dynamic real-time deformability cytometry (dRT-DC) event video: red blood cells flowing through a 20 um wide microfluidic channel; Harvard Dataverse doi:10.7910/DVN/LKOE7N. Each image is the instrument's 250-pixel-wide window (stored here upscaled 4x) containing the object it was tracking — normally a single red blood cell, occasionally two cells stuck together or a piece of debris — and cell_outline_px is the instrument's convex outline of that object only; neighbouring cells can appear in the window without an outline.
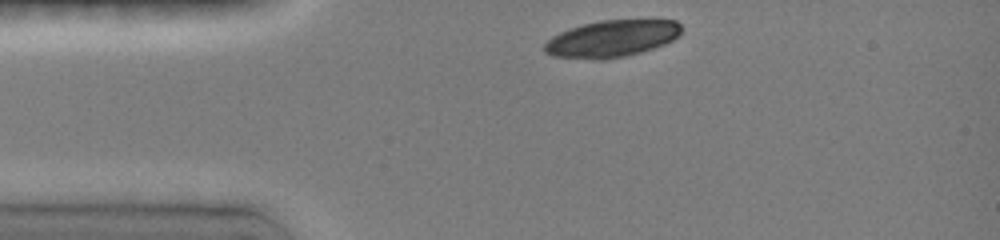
{"species": "common noctule bat (a hibernating species)", "species_latin": "Nyctalus noctula", "temperature_condition": "room temperature", "stored_images_in_passage": 3, "camera_frame_rate_fps": 3000, "um_per_image_px": 0.085, "animal": {"sex": "female", "body_mass_g": 19.0, "forearm_length_mm": 51.5}, "frame": {"image": 1, "passage_image": 1, "time_ms": 0.0, "image_size_px": [1000, 240], "cell_outline_px": [[680, 32], [672, 40], [664, 44], [652, 48], [620, 56], [556, 56], [544, 52], [544, 44], [552, 36], [560, 32], [580, 24], [600, 20], [676, 20], [680, 24]], "centroid_in_image_um": [52.01, 3.21], "position_along_channel_um": 33.0, "area_um2": 27.98}}